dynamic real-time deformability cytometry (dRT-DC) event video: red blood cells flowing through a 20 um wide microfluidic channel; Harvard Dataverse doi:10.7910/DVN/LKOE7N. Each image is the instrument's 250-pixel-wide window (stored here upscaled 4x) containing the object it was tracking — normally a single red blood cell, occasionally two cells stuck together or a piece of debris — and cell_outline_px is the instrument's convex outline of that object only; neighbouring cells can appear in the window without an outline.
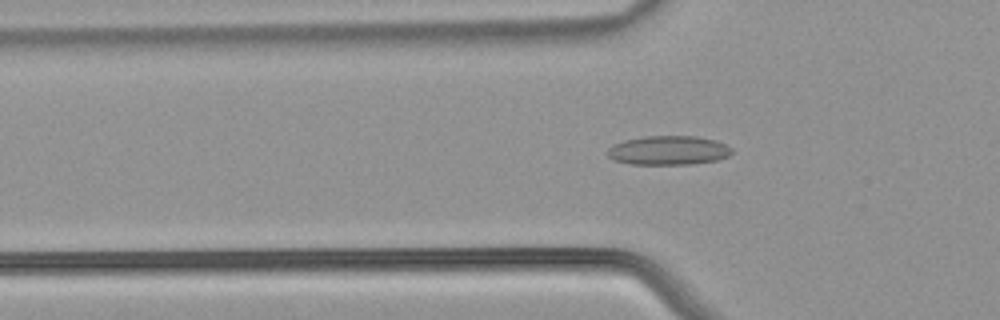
{"species": "common noctule bat (a hibernating species)", "species_latin": "Nyctalus noctula", "temperature_condition": "warm", "stored_images_in_passage": 52, "camera_frame_rate_fps": 3000, "um_per_image_px": 0.085, "animal": {"sex": "male", "body_mass_g": 21.5, "forearm_length_mm": 52.0}, "frame": {"image": 1, "passage_image": 17, "time_ms": 5.333, "image_size_px": [1000, 320], "cell_outline_px": [[732, 152], [728, 156], [716, 160], [692, 164], [628, 164], [612, 160], [608, 156], [608, 148], [624, 140], [644, 136], [696, 136], [716, 140], [732, 148]], "centroid_in_image_um": [56.81, 12.78], "position_along_channel_um": 69.0, "area_um2": 21.1}}
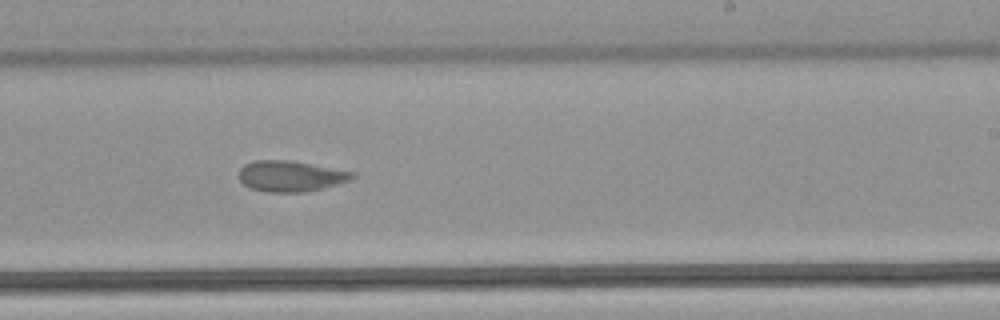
{"frame": {"image": 2, "passage_image": 32, "time_ms": 10.333, "image_size_px": [1000, 320], "cell_outline_px": [[356, 176], [348, 180], [324, 188], [304, 192], [272, 192], [248, 188], [240, 180], [240, 168], [244, 164], [256, 160], [292, 160], [356, 172]], "centroid_in_image_um": [24.71, 14.96], "position_along_channel_um": 264.3, "area_um2": 20.4}}
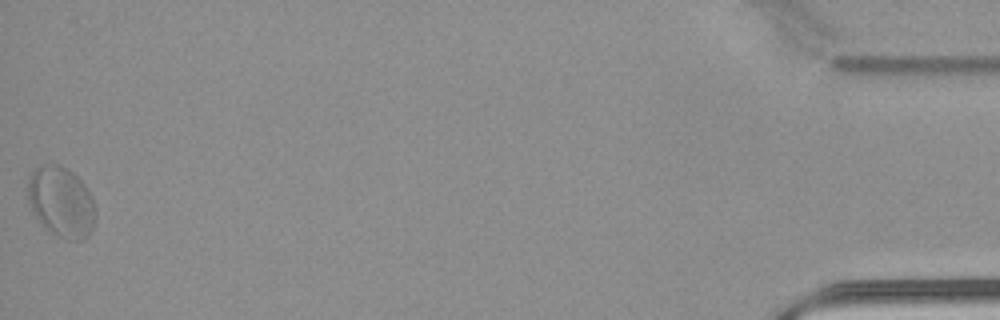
{"frame": {"image": 3, "passage_image": 52, "time_ms": 17.0, "image_size_px": [1000, 320], "cell_outline_px": [[96, 220], [88, 236], [84, 240], [68, 240], [56, 236], [44, 228], [40, 224], [32, 212], [28, 200], [28, 180], [32, 172], [36, 168], [44, 164], [60, 164], [68, 168], [84, 184], [92, 196], [96, 208]], "centroid_in_image_um": [5.21, 17.19], "position_along_channel_um": 430.0, "area_um2": 28.32}, "authors_computed_cell_mechanics": {"area_um2": 21.2126, "velocity_mm_per_s": 3.9329, "shape_relaxation_time_tau1_ms": null, "shape_relaxation_time_tau2_ms": 0.7255, "deformation_change_tau1": null, "deformation_change_tau2": 0.0492}}